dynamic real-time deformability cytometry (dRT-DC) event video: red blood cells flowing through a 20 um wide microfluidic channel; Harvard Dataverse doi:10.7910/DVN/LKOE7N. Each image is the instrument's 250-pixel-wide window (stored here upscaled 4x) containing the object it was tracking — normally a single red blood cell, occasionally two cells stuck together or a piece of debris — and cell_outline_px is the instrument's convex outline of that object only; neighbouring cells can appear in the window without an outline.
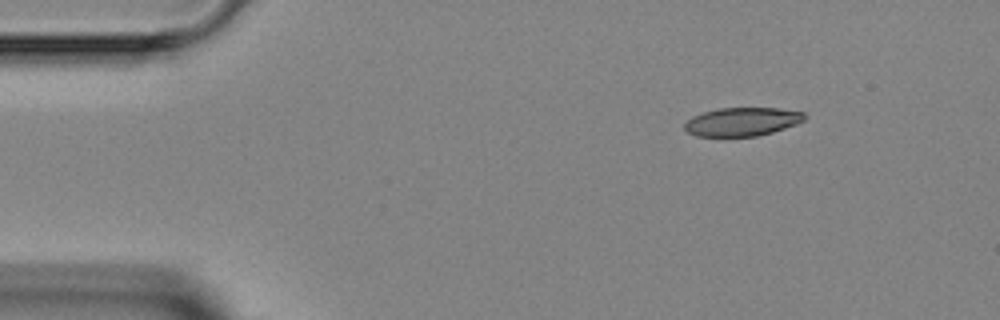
{"species": "Egyptian fruit bat (a non-hibernating species)", "species_latin": "Rousettus aegyptiacus", "temperature_condition": "room temperature", "stored_images_in_passage": 3, "camera_frame_rate_fps": 3000, "um_per_image_px": 0.085, "animal": {"sex": "female"}, "frame": {"image": 1, "passage_image": 1, "time_ms": 0.0, "image_size_px": [1000, 320], "cell_outline_px": [[808, 116], [804, 120], [796, 124], [772, 132], [756, 136], [696, 136], [688, 132], [684, 128], [684, 124], [692, 116], [704, 112], [720, 108], [780, 108], [804, 112]], "centroid_in_image_um": [63.1, 10.34], "position_along_channel_um": 21.9, "area_um2": 19.88}}
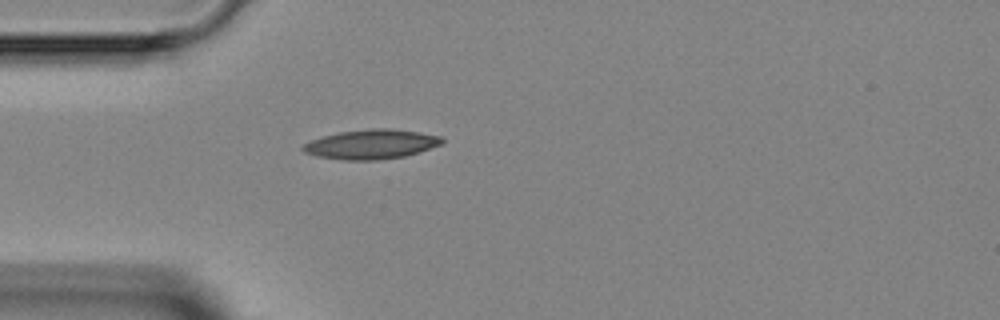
{"frame": {"image": 2, "passage_image": 3, "time_ms": 2.333, "image_size_px": [1000, 320], "cell_outline_px": [[444, 144], [420, 152], [404, 156], [376, 160], [344, 160], [316, 156], [304, 152], [300, 148], [304, 144], [312, 140], [324, 136], [340, 132], [372, 128], [392, 128], [420, 132], [440, 136], [444, 140]], "centroid_in_image_um": [31.6, 12.26], "position_along_channel_um": 53.4, "area_um2": 23.99}}